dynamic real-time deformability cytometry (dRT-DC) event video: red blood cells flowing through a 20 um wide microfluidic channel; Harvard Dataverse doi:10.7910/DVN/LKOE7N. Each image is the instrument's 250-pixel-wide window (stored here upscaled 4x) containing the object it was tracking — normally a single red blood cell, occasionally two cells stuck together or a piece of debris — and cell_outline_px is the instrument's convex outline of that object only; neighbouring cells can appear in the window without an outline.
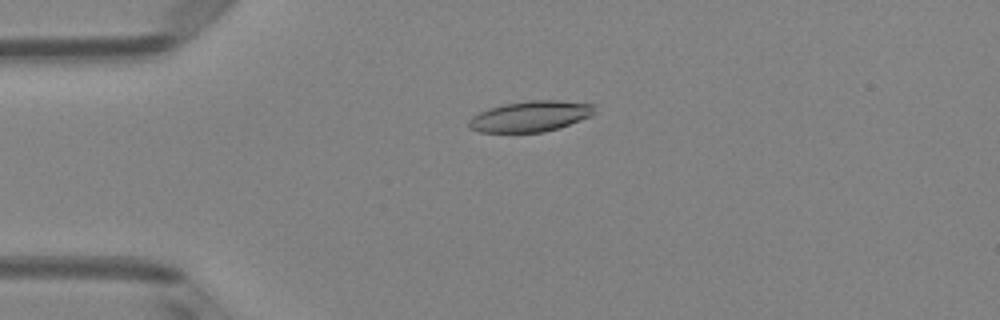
{"species": "Egyptian fruit bat (a non-hibernating species)", "species_latin": "Rousettus aegyptiacus", "temperature_condition": "room temperature", "stored_images_in_passage": 4, "camera_frame_rate_fps": 3000, "um_per_image_px": 0.085, "animal": {"sex": "female"}, "frame": {"image": 1, "passage_image": 3, "time_ms": 0.667, "image_size_px": [1000, 320], "cell_outline_px": [[596, 104], [592, 116], [544, 132], [480, 132], [472, 128], [468, 124], [468, 120], [472, 116], [488, 108], [504, 104], [532, 100], [556, 100]], "centroid_in_image_um": [45.09, 9.88], "position_along_channel_um": 39.9, "area_um2": 22.31}}